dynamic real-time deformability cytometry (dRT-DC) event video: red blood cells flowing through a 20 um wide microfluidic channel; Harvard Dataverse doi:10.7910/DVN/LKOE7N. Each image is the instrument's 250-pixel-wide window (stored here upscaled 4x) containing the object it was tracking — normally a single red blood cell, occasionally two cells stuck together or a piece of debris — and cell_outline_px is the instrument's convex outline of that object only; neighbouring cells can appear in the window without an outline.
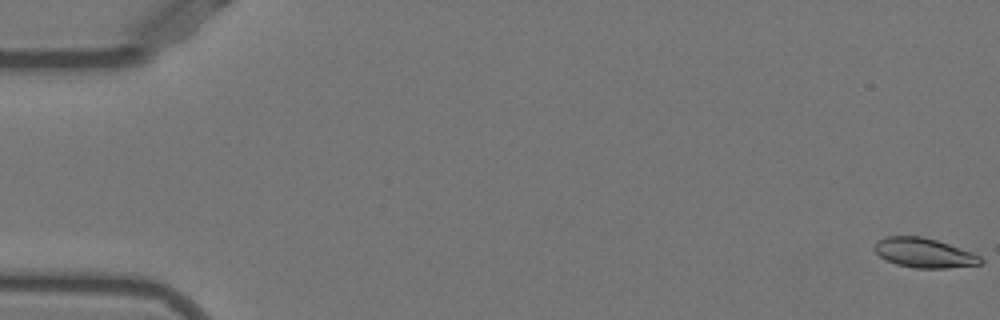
{"species": "Egyptian fruit bat (a non-hibernating species)", "species_latin": "Rousettus aegyptiacus", "temperature_condition": "warm", "stored_images_in_passage": 53, "camera_frame_rate_fps": 3000, "um_per_image_px": 0.085, "animal": {"sex": "female"}, "frame": {"image": 1, "passage_image": 1, "time_ms": 0.0, "image_size_px": [1000, 320], "cell_outline_px": [[984, 260], [980, 264], [948, 268], [916, 268], [896, 264], [880, 256], [872, 248], [880, 240], [888, 236], [920, 236], [936, 240], [972, 252], [980, 256]], "centroid_in_image_um": [78.56, 21.5], "position_along_channel_um": 6.4, "area_um2": 18.03}}
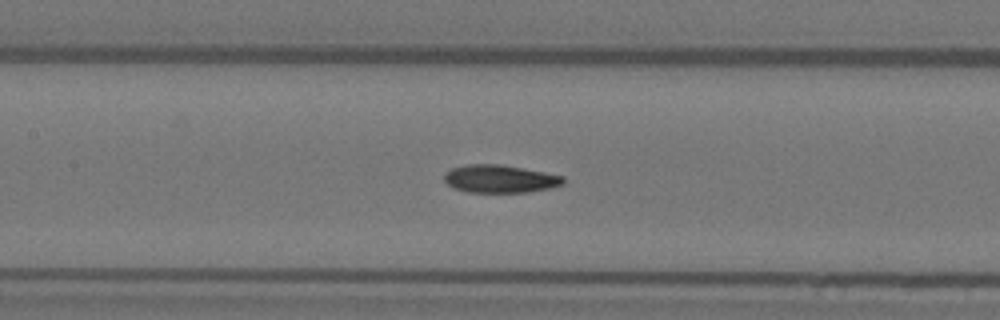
{"frame": {"image": 2, "passage_image": 25, "time_ms": 8.0, "image_size_px": [1000, 320], "cell_outline_px": [[564, 184], [548, 188], [528, 192], [468, 192], [452, 188], [444, 180], [444, 172], [452, 168], [468, 164], [496, 164], [544, 172], [564, 176]], "centroid_in_image_um": [42.46, 15.2], "position_along_channel_um": 164.9, "area_um2": 19.19}}
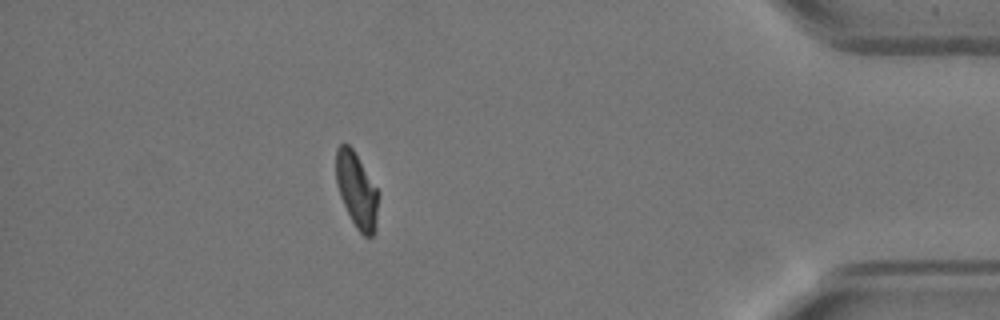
{"frame": {"image": 3, "passage_image": 47, "time_ms": 15.333, "image_size_px": [1000, 320], "cell_outline_px": [[380, 196], [376, 220], [372, 236], [364, 236], [356, 228], [340, 196], [336, 184], [336, 148], [340, 144], [348, 144], [352, 148], [380, 192]], "centroid_in_image_um": [30.33, 16.14], "position_along_channel_um": 404.9, "area_um2": 18.5}, "authors_computed_cell_mechanics": {"area_um2": 19.1896, "velocity_mm_per_s": 3.9142, "shape_relaxation_time_tau1_ms": 7.9163, "shape_relaxation_time_tau2_ms": 3.0746, "deformation_change_tau1": 0.2384, "deformation_change_tau2": 0.0872}}